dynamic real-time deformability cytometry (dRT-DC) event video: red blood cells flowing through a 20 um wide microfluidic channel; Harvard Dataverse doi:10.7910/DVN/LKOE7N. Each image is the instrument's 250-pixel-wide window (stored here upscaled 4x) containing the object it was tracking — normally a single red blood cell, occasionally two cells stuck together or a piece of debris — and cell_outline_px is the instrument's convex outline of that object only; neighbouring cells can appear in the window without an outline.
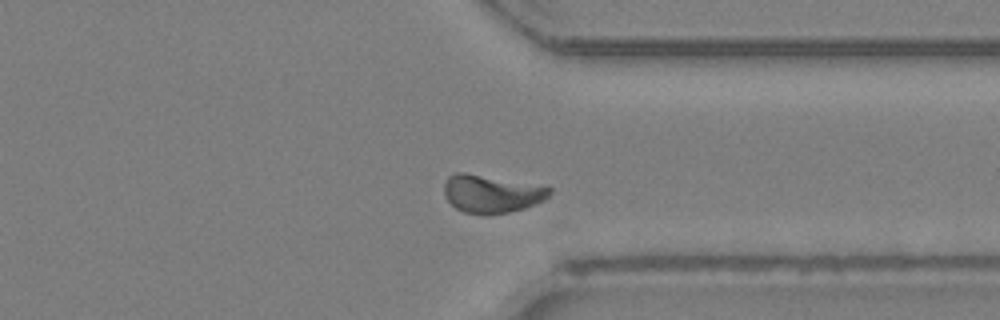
{"species": "Egyptian fruit bat (a non-hibernating species)", "species_latin": "Rousettus aegyptiacus", "temperature_condition": "room temperature", "stored_images_in_passage": 33, "camera_frame_rate_fps": 3000, "um_per_image_px": 0.085, "animal": {"sex": "female"}, "frame": {"image": 1, "passage_image": 24, "time_ms": 7.667, "image_size_px": [1000, 320], "cell_outline_px": [[552, 192], [544, 200], [524, 208], [508, 212], [488, 216], [484, 216], [464, 212], [456, 208], [448, 200], [444, 192], [444, 184], [448, 176], [456, 172], [464, 172], [552, 188]], "centroid_in_image_um": [41.74, 16.49], "position_along_channel_um": 369.7, "area_um2": 23.12}}